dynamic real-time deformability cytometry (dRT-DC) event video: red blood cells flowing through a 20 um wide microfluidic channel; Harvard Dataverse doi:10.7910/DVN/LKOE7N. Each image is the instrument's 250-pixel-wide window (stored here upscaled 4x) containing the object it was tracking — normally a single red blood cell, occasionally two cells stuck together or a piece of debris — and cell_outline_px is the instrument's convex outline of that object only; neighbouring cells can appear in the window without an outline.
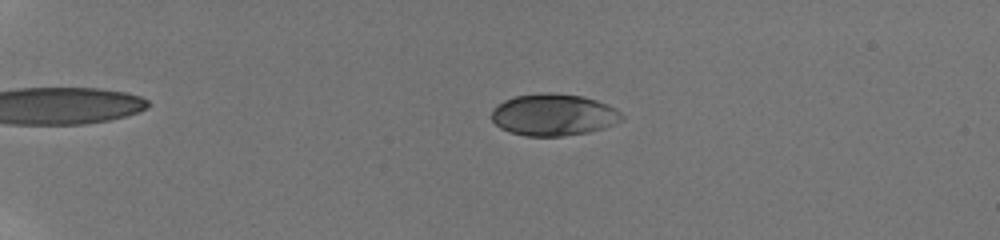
{"species": "human", "species_latin": "Homo sapiens", "temperature_condition": "room temperature", "stored_images_in_passage": 61, "camera_frame_rate_fps": 3000, "um_per_image_px": 0.085, "donor": {"sex": "male"}, "frame": {"image": 1, "passage_image": 24, "time_ms": 5.333, "image_size_px": [1000, 240], "cell_outline_px": [[624, 120], [616, 124], [588, 132], [560, 136], [524, 136], [500, 128], [492, 120], [492, 108], [496, 104], [504, 100], [516, 96], [544, 92], [552, 92], [584, 96], [608, 104], [616, 108], [624, 116]], "centroid_in_image_um": [47.07, 9.74], "position_along_channel_um": 37.9, "area_um2": 32.02}}
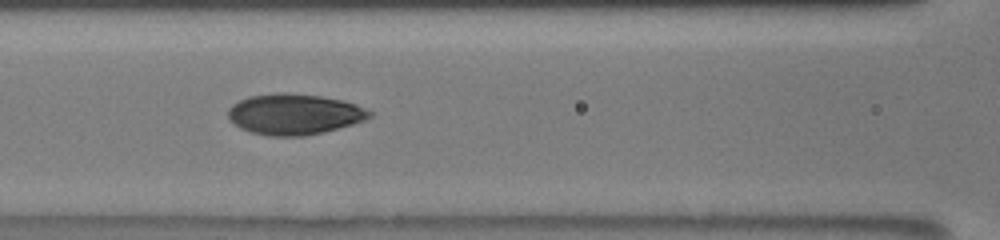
{"frame": {"image": 2, "passage_image": 44, "time_ms": 10.333, "image_size_px": [1000, 240], "cell_outline_px": [[372, 116], [364, 120], [352, 124], [304, 136], [268, 136], [252, 132], [240, 128], [228, 120], [228, 108], [232, 104], [248, 96], [276, 92], [284, 92], [320, 96], [344, 100], [356, 104], [372, 112]], "centroid_in_image_um": [24.97, 9.69], "position_along_channel_um": 141.6, "area_um2": 33.64}}
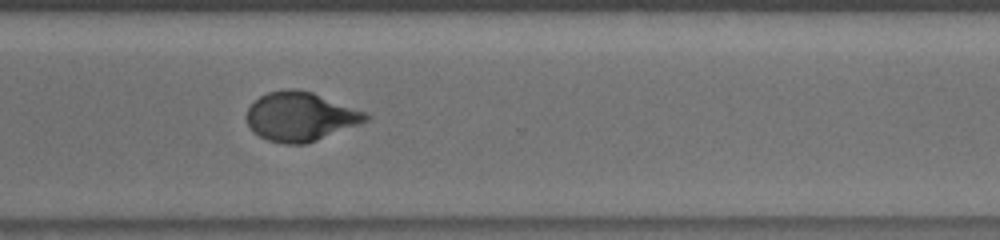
{"frame": {"image": 3, "passage_image": 60, "time_ms": 15.667, "image_size_px": [1000, 240], "cell_outline_px": [[368, 120], [316, 140], [304, 144], [284, 144], [268, 140], [260, 136], [248, 124], [244, 116], [248, 108], [260, 96], [268, 92], [288, 88], [292, 88], [312, 92], [368, 112]], "centroid_in_image_um": [25.52, 9.89], "position_along_channel_um": 345.1, "area_um2": 33.76}}